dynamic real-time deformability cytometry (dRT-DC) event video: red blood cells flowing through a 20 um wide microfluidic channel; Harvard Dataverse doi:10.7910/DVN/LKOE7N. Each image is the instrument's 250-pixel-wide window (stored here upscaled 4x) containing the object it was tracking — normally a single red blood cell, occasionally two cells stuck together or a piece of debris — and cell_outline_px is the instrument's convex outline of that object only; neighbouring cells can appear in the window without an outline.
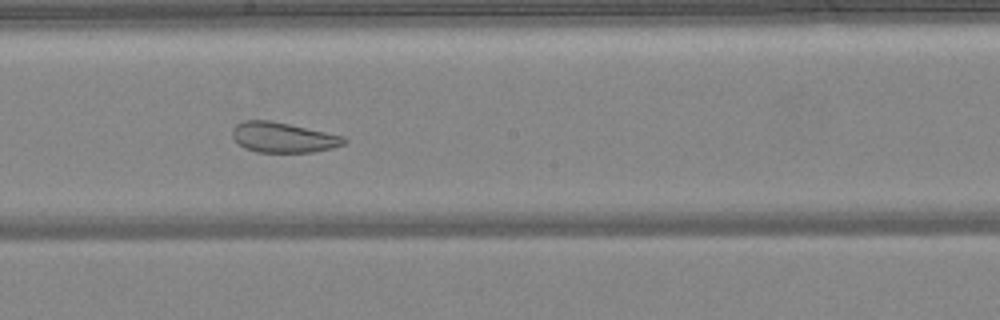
{"species": "common noctule bat (a hibernating species)", "species_latin": "Nyctalus noctula", "temperature_condition": "warm", "stored_images_in_passage": 50, "segment_of_instrument_passage": [1, 2], "camera_frame_rate_fps": 3000, "um_per_image_px": 0.085, "animal": {"sex": "female", "body_mass_g": 24.6, "forearm_length_mm": 56.2}, "frame": {"image": 1, "passage_image": 27, "time_ms": 8.667, "image_size_px": [1000, 320], "cell_outline_px": [[348, 140], [344, 144], [332, 148], [312, 152], [256, 152], [244, 148], [232, 136], [232, 128], [236, 124], [244, 120], [268, 120], [288, 124], [344, 136]], "centroid_in_image_um": [24.05, 11.68], "position_along_channel_um": 224.1, "area_um2": 19.54}}
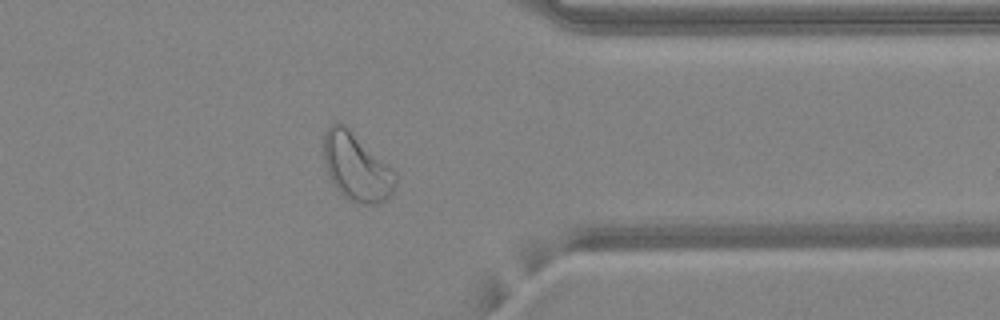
{"frame": {"image": 2, "passage_image": 39, "time_ms": 12.667, "image_size_px": [1000, 320], "cell_outline_px": [[396, 184], [392, 192], [384, 200], [372, 204], [360, 204], [344, 196], [336, 188], [324, 164], [324, 132], [332, 124], [348, 124], [396, 172]], "centroid_in_image_um": [30.31, 14.15], "position_along_channel_um": 381.1, "area_um2": 28.38}}
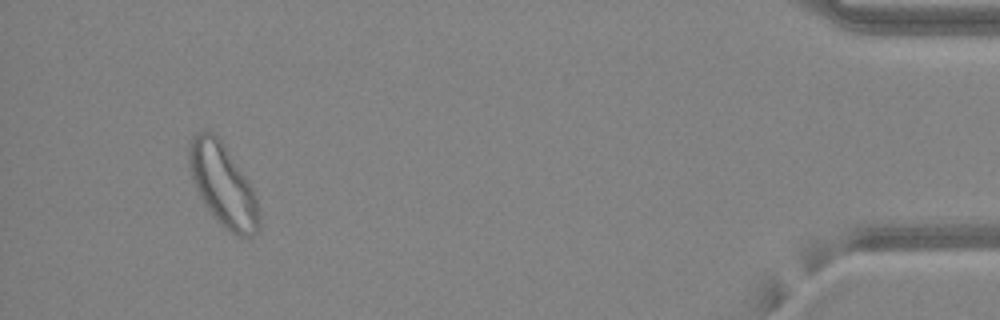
{"frame": {"image": 3, "passage_image": 46, "time_ms": 15.0, "image_size_px": [1000, 320], "cell_outline_px": [[260, 228], [252, 236], [236, 236], [204, 204], [196, 188], [188, 164], [188, 148], [192, 136], [196, 132], [212, 132], [220, 140], [248, 180], [256, 196], [260, 216]], "centroid_in_image_um": [18.96, 15.71], "position_along_channel_um": 416.2, "area_um2": 32.77}}